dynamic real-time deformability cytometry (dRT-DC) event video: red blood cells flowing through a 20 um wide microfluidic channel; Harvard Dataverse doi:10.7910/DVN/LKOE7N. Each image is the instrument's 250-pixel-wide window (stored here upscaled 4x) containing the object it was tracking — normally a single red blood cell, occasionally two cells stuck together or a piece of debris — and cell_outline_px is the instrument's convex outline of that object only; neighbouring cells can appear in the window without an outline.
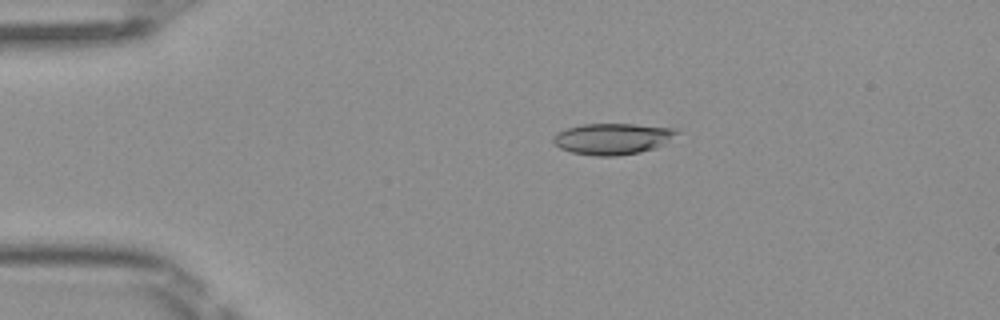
{"species": "Egyptian fruit bat (a non-hibernating species)", "species_latin": "Rousettus aegyptiacus", "temperature_condition": "room temperature", "stored_images_in_passage": 5, "camera_frame_rate_fps": 3000, "um_per_image_px": 0.085, "frame": {"image": 1, "passage_image": 3, "time_ms": 0.667, "image_size_px": [1000, 320], "cell_outline_px": [[680, 132], [664, 144], [656, 148], [640, 152], [616, 156], [596, 156], [572, 152], [560, 148], [552, 140], [552, 136], [556, 132], [568, 128], [584, 124], [636, 124], [676, 128]], "centroid_in_image_um": [52.08, 11.79], "position_along_channel_um": 32.9, "area_um2": 22.54}}
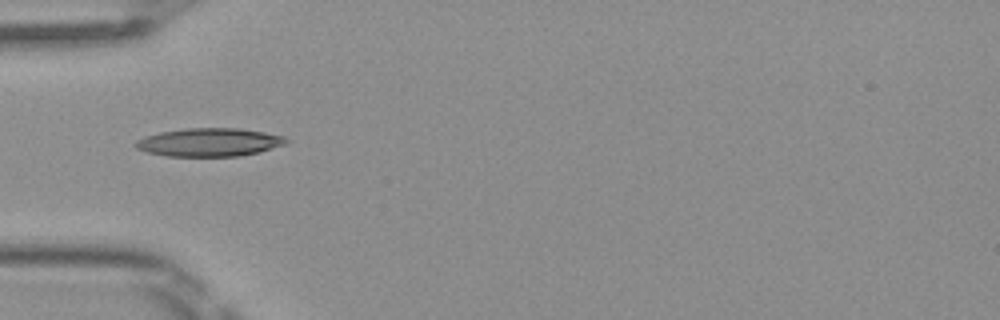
{"frame": {"image": 2, "passage_image": 4, "time_ms": 1.0, "image_size_px": [1000, 320], "cell_outline_px": [[288, 140], [284, 144], [260, 152], [240, 156], [168, 156], [148, 152], [136, 148], [132, 144], [136, 140], [144, 136], [160, 132], [184, 128], [236, 128], [264, 132], [284, 136]], "centroid_in_image_um": [17.75, 12.09], "position_along_channel_um": 67.2, "area_um2": 24.8}}
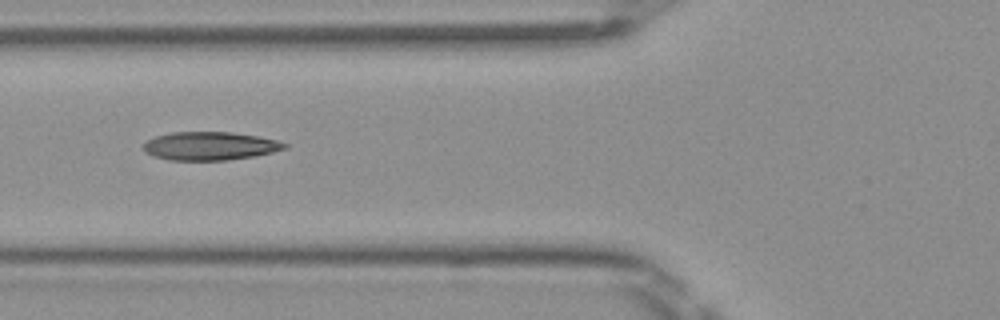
{"frame": {"image": 3, "passage_image": 5, "time_ms": 1.333, "image_size_px": [1000, 320], "cell_outline_px": [[288, 148], [272, 152], [252, 156], [228, 160], [168, 160], [152, 156], [144, 152], [144, 144], [148, 140], [156, 136], [172, 132], [232, 132], [256, 136], [276, 140], [288, 144]], "centroid_in_image_um": [17.83, 12.41], "position_along_channel_um": 108.0, "area_um2": 23.24}}